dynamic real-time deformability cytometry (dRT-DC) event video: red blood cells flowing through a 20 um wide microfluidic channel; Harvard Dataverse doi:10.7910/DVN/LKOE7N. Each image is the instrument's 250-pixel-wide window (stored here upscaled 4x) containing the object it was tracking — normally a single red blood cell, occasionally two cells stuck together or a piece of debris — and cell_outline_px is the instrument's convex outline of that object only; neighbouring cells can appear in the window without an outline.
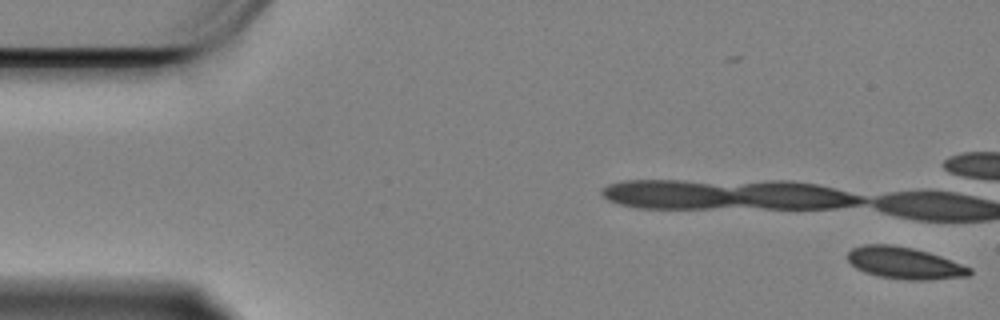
{"species": "Egyptian fruit bat (a non-hibernating species)", "species_latin": "Rousettus aegyptiacus", "temperature_condition": "cold", "stored_images_in_passage": 2, "camera_frame_rate_fps": 3000, "um_per_image_px": 0.085, "animal": {"sex": "female"}, "frame": {"image": 1, "passage_image": 2, "time_ms": 0.333, "image_size_px": [1000, 320], "cell_outline_px": [[972, 272], [968, 276], [928, 280], [908, 280], [876, 276], [864, 272], [856, 268], [848, 260], [848, 252], [852, 248], [864, 244], [888, 244], [912, 248], [928, 252], [940, 256], [972, 268]], "centroid_in_image_um": [76.87, 22.36], "position_along_channel_um": 8.1, "area_um2": 22.6}}